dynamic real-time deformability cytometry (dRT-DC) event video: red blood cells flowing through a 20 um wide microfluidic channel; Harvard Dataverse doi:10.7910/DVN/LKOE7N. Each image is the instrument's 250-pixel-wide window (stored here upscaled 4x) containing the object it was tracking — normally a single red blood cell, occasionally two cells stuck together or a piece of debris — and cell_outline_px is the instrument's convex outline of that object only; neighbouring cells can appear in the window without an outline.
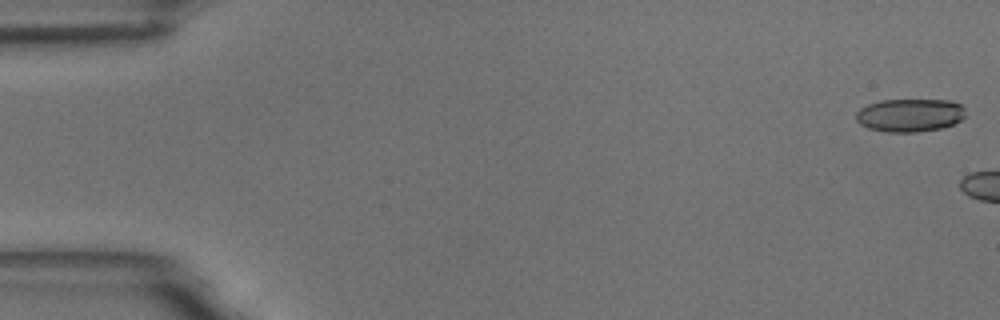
{"species": "common noctule bat (a hibernating species)", "species_latin": "Nyctalus noctula", "temperature_condition": "room temperature", "stored_images_in_passage": 5, "camera_frame_rate_fps": 3000, "um_per_image_px": 0.085, "animal": {"sex": "male", "body_mass_g": 18.8}, "frame": {"image": 1, "passage_image": 1, "time_ms": 0.0, "image_size_px": [1000, 320], "cell_outline_px": [[964, 116], [960, 120], [952, 124], [940, 128], [916, 132], [888, 132], [868, 128], [860, 124], [856, 120], [856, 112], [860, 108], [868, 104], [880, 100], [948, 100], [960, 104], [964, 108]], "centroid_in_image_um": [77.3, 9.78], "position_along_channel_um": 7.7, "area_um2": 21.04}}